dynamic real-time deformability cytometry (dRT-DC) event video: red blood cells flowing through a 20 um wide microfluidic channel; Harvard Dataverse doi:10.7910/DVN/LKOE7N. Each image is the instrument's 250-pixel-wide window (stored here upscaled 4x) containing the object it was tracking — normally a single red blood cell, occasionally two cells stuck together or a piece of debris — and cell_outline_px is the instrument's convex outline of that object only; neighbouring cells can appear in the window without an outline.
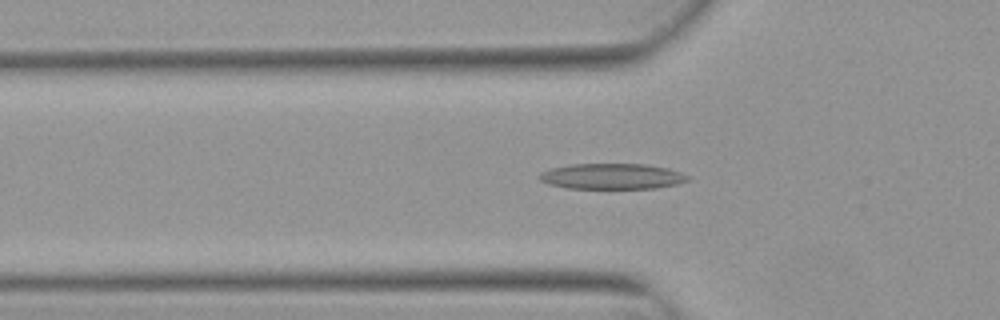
{"species": "Egyptian fruit bat (a non-hibernating species)", "species_latin": "Rousettus aegyptiacus", "temperature_condition": "warm", "stored_images_in_passage": 48, "camera_frame_rate_fps": 3000, "um_per_image_px": 0.085, "animal": {"sex": "female"}, "frame": {"image": 1, "passage_image": 13, "time_ms": 4.0, "image_size_px": [1000, 320], "cell_outline_px": [[688, 180], [676, 184], [656, 188], [568, 188], [548, 184], [540, 180], [540, 172], [552, 168], [572, 164], [644, 164], [668, 168], [680, 172], [688, 176]], "centroid_in_image_um": [52.01, 14.98], "position_along_channel_um": 73.8, "area_um2": 21.96}}
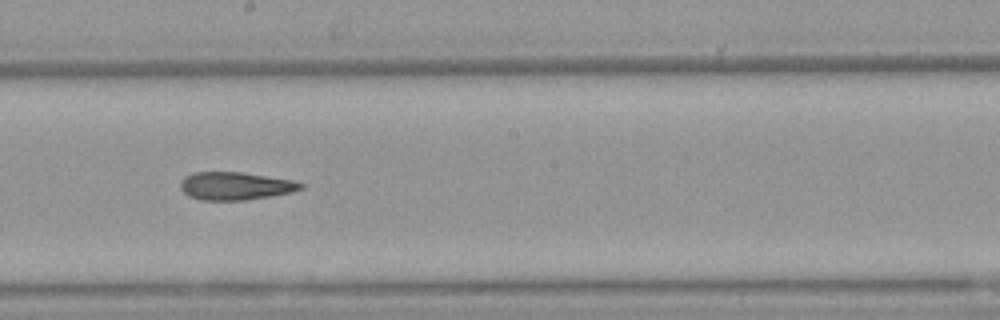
{"frame": {"image": 2, "passage_image": 25, "time_ms": 8.0, "image_size_px": [1000, 320], "cell_outline_px": [[304, 188], [292, 192], [244, 200], [200, 200], [188, 196], [180, 188], [180, 180], [184, 176], [192, 172], [244, 172], [292, 180], [304, 184]], "centroid_in_image_um": [19.97, 15.8], "position_along_channel_um": 228.2, "area_um2": 19.65}}
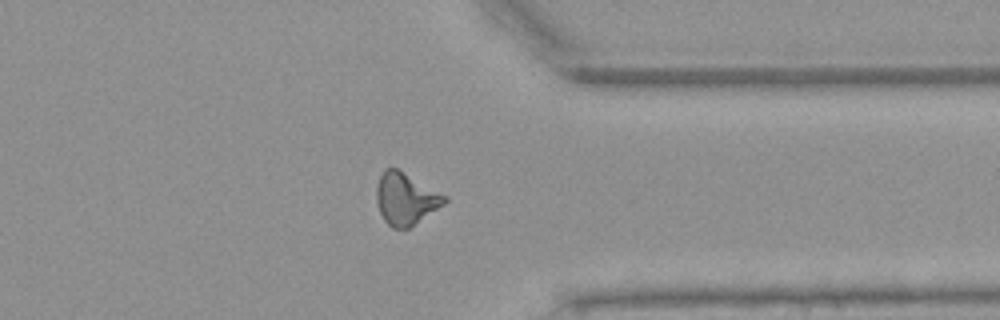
{"frame": {"image": 3, "passage_image": 37, "time_ms": 12.0, "image_size_px": [1000, 320], "cell_outline_px": [[448, 200], [444, 204], [408, 228], [392, 228], [384, 220], [380, 212], [376, 200], [376, 188], [380, 176], [384, 168], [396, 168], [448, 196]], "centroid_in_image_um": [34.47, 16.88], "position_along_channel_um": 376.9, "area_um2": 20.35}, "authors_computed_cell_mechanics": {"area_um2": 20.2878, "velocity_mm_per_s": 3.8493, "shape_relaxation_time_tau1_ms": null, "shape_relaxation_time_tau2_ms": 3.7316, "deformation_change_tau1": null, "deformation_change_tau2": 0.1472}}